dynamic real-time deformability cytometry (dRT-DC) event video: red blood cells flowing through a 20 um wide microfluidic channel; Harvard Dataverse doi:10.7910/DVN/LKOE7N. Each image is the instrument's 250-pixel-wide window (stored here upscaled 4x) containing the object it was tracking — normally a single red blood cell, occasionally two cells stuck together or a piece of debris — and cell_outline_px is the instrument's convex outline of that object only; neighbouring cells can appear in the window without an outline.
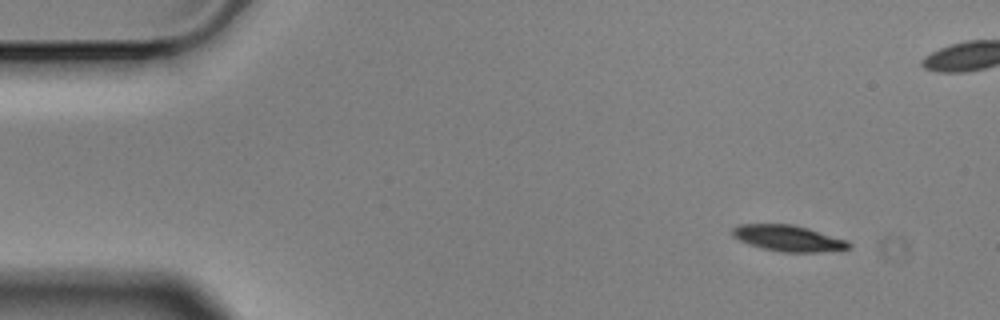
{"species": "Egyptian fruit bat (a non-hibernating species)", "species_latin": "Rousettus aegyptiacus", "temperature_condition": "cold", "stored_images_in_passage": 9, "segment_of_instrument_passage": [1, 2], "camera_frame_rate_fps": 3000, "um_per_image_px": 0.085, "animal": {"sex": "male"}, "frame": {"image": 1, "passage_image": 1, "time_ms": 0.0, "image_size_px": [1000, 320], "cell_outline_px": [[852, 244], [848, 248], [820, 252], [780, 252], [748, 244], [732, 236], [732, 228], [740, 224], [792, 224], [808, 228], [848, 240]], "centroid_in_image_um": [67.0, 20.24], "position_along_channel_um": 18.0, "area_um2": 17.63}}
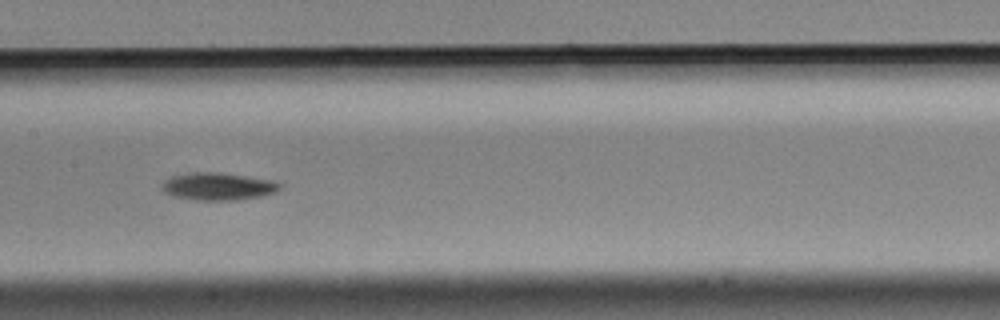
{"frame": {"image": 2, "passage_image": 7, "time_ms": 2.0, "image_size_px": [1000, 320], "cell_outline_px": [[280, 188], [276, 192], [260, 196], [236, 200], [196, 200], [172, 196], [164, 192], [160, 188], [160, 184], [164, 180], [172, 176], [192, 172], [220, 172], [272, 180], [280, 184]], "centroid_in_image_um": [18.47, 15.84], "position_along_channel_um": 188.9, "area_um2": 18.96}}
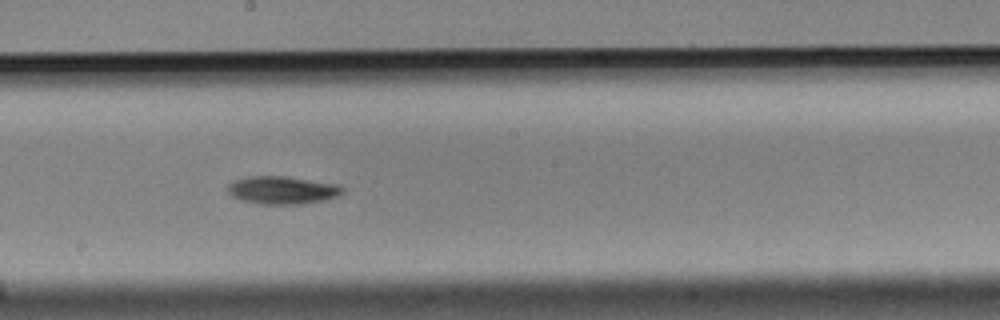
{"frame": {"image": 3, "passage_image": 8, "time_ms": 2.333, "image_size_px": [1000, 320], "cell_outline_px": [[344, 192], [336, 196], [324, 200], [300, 204], [260, 204], [240, 200], [232, 196], [228, 192], [228, 184], [232, 180], [248, 176], [284, 176], [340, 184], [344, 188]], "centroid_in_image_um": [23.98, 16.15], "position_along_channel_um": 224.2, "area_um2": 18.79}}